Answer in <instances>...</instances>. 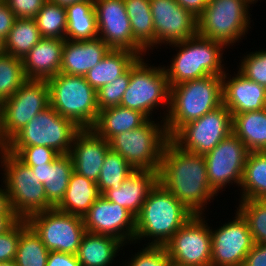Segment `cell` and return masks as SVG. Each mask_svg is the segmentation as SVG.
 Returning a JSON list of instances; mask_svg holds the SVG:
<instances>
[{
  "label": "cell",
  "instance_id": "cell-1",
  "mask_svg": "<svg viewBox=\"0 0 266 266\" xmlns=\"http://www.w3.org/2000/svg\"><path fill=\"white\" fill-rule=\"evenodd\" d=\"M158 182L195 215H202L205 203L217 194L209 185L204 155L185 151L171 139L162 152Z\"/></svg>",
  "mask_w": 266,
  "mask_h": 266
},
{
  "label": "cell",
  "instance_id": "cell-2",
  "mask_svg": "<svg viewBox=\"0 0 266 266\" xmlns=\"http://www.w3.org/2000/svg\"><path fill=\"white\" fill-rule=\"evenodd\" d=\"M222 76L209 75L170 87L169 109L163 118L171 138L183 125L223 104Z\"/></svg>",
  "mask_w": 266,
  "mask_h": 266
},
{
  "label": "cell",
  "instance_id": "cell-3",
  "mask_svg": "<svg viewBox=\"0 0 266 266\" xmlns=\"http://www.w3.org/2000/svg\"><path fill=\"white\" fill-rule=\"evenodd\" d=\"M193 216L194 213L158 182L136 216L134 240L152 237L155 239L148 245L164 246Z\"/></svg>",
  "mask_w": 266,
  "mask_h": 266
},
{
  "label": "cell",
  "instance_id": "cell-4",
  "mask_svg": "<svg viewBox=\"0 0 266 266\" xmlns=\"http://www.w3.org/2000/svg\"><path fill=\"white\" fill-rule=\"evenodd\" d=\"M46 81L50 106L79 128L92 129L99 115L97 91L86 81L85 76L59 72Z\"/></svg>",
  "mask_w": 266,
  "mask_h": 266
},
{
  "label": "cell",
  "instance_id": "cell-5",
  "mask_svg": "<svg viewBox=\"0 0 266 266\" xmlns=\"http://www.w3.org/2000/svg\"><path fill=\"white\" fill-rule=\"evenodd\" d=\"M181 47L174 56L170 67L163 68L169 86L186 81L204 78L209 75L222 76V50L225 46L221 42L196 35L179 43L171 44Z\"/></svg>",
  "mask_w": 266,
  "mask_h": 266
},
{
  "label": "cell",
  "instance_id": "cell-6",
  "mask_svg": "<svg viewBox=\"0 0 266 266\" xmlns=\"http://www.w3.org/2000/svg\"><path fill=\"white\" fill-rule=\"evenodd\" d=\"M169 139L165 124L156 125L149 118L143 125L113 136L109 146L135 170L158 172L162 152Z\"/></svg>",
  "mask_w": 266,
  "mask_h": 266
},
{
  "label": "cell",
  "instance_id": "cell-7",
  "mask_svg": "<svg viewBox=\"0 0 266 266\" xmlns=\"http://www.w3.org/2000/svg\"><path fill=\"white\" fill-rule=\"evenodd\" d=\"M0 152L1 166L6 170L5 187L14 214L19 219H27L32 214L54 208L47 201L44 186L31 167L6 149Z\"/></svg>",
  "mask_w": 266,
  "mask_h": 266
},
{
  "label": "cell",
  "instance_id": "cell-8",
  "mask_svg": "<svg viewBox=\"0 0 266 266\" xmlns=\"http://www.w3.org/2000/svg\"><path fill=\"white\" fill-rule=\"evenodd\" d=\"M81 130L51 106L35 115L6 147L45 146L69 154L75 135Z\"/></svg>",
  "mask_w": 266,
  "mask_h": 266
},
{
  "label": "cell",
  "instance_id": "cell-9",
  "mask_svg": "<svg viewBox=\"0 0 266 266\" xmlns=\"http://www.w3.org/2000/svg\"><path fill=\"white\" fill-rule=\"evenodd\" d=\"M249 4L248 0H209L197 18V35L225 46L236 42L249 27Z\"/></svg>",
  "mask_w": 266,
  "mask_h": 266
},
{
  "label": "cell",
  "instance_id": "cell-10",
  "mask_svg": "<svg viewBox=\"0 0 266 266\" xmlns=\"http://www.w3.org/2000/svg\"><path fill=\"white\" fill-rule=\"evenodd\" d=\"M143 60L139 57L131 66V79L120 106L139 111L149 119L154 107L169 105L170 86L163 67H149Z\"/></svg>",
  "mask_w": 266,
  "mask_h": 266
},
{
  "label": "cell",
  "instance_id": "cell-11",
  "mask_svg": "<svg viewBox=\"0 0 266 266\" xmlns=\"http://www.w3.org/2000/svg\"><path fill=\"white\" fill-rule=\"evenodd\" d=\"M50 106L46 80L27 79L1 103V130L7 144L38 113Z\"/></svg>",
  "mask_w": 266,
  "mask_h": 266
},
{
  "label": "cell",
  "instance_id": "cell-12",
  "mask_svg": "<svg viewBox=\"0 0 266 266\" xmlns=\"http://www.w3.org/2000/svg\"><path fill=\"white\" fill-rule=\"evenodd\" d=\"M26 221L50 252L77 254L87 232L83 217L62 212L57 208L32 214Z\"/></svg>",
  "mask_w": 266,
  "mask_h": 266
},
{
  "label": "cell",
  "instance_id": "cell-13",
  "mask_svg": "<svg viewBox=\"0 0 266 266\" xmlns=\"http://www.w3.org/2000/svg\"><path fill=\"white\" fill-rule=\"evenodd\" d=\"M232 132V114L224 104L183 125L170 139L181 149L205 155Z\"/></svg>",
  "mask_w": 266,
  "mask_h": 266
},
{
  "label": "cell",
  "instance_id": "cell-14",
  "mask_svg": "<svg viewBox=\"0 0 266 266\" xmlns=\"http://www.w3.org/2000/svg\"><path fill=\"white\" fill-rule=\"evenodd\" d=\"M164 247L174 264L211 266V229L201 215L193 216Z\"/></svg>",
  "mask_w": 266,
  "mask_h": 266
},
{
  "label": "cell",
  "instance_id": "cell-15",
  "mask_svg": "<svg viewBox=\"0 0 266 266\" xmlns=\"http://www.w3.org/2000/svg\"><path fill=\"white\" fill-rule=\"evenodd\" d=\"M249 152L245 144L231 132L204 155L209 185L216 193L233 181L240 186Z\"/></svg>",
  "mask_w": 266,
  "mask_h": 266
},
{
  "label": "cell",
  "instance_id": "cell-16",
  "mask_svg": "<svg viewBox=\"0 0 266 266\" xmlns=\"http://www.w3.org/2000/svg\"><path fill=\"white\" fill-rule=\"evenodd\" d=\"M253 245L248 224L237 211L233 221L211 229V266H242Z\"/></svg>",
  "mask_w": 266,
  "mask_h": 266
},
{
  "label": "cell",
  "instance_id": "cell-17",
  "mask_svg": "<svg viewBox=\"0 0 266 266\" xmlns=\"http://www.w3.org/2000/svg\"><path fill=\"white\" fill-rule=\"evenodd\" d=\"M94 8L98 37L104 43L111 49L130 50L139 57L145 53L144 49L133 39L124 0H94Z\"/></svg>",
  "mask_w": 266,
  "mask_h": 266
},
{
  "label": "cell",
  "instance_id": "cell-18",
  "mask_svg": "<svg viewBox=\"0 0 266 266\" xmlns=\"http://www.w3.org/2000/svg\"><path fill=\"white\" fill-rule=\"evenodd\" d=\"M157 44L182 42L197 35V17L175 0H150Z\"/></svg>",
  "mask_w": 266,
  "mask_h": 266
},
{
  "label": "cell",
  "instance_id": "cell-19",
  "mask_svg": "<svg viewBox=\"0 0 266 266\" xmlns=\"http://www.w3.org/2000/svg\"><path fill=\"white\" fill-rule=\"evenodd\" d=\"M83 222L87 232L109 235L124 244L127 239L132 243L134 241L136 217L126 208L108 201L102 195L84 215Z\"/></svg>",
  "mask_w": 266,
  "mask_h": 266
},
{
  "label": "cell",
  "instance_id": "cell-20",
  "mask_svg": "<svg viewBox=\"0 0 266 266\" xmlns=\"http://www.w3.org/2000/svg\"><path fill=\"white\" fill-rule=\"evenodd\" d=\"M109 150V141L100 137L93 129H81L75 135L69 153L74 171L97 183Z\"/></svg>",
  "mask_w": 266,
  "mask_h": 266
},
{
  "label": "cell",
  "instance_id": "cell-21",
  "mask_svg": "<svg viewBox=\"0 0 266 266\" xmlns=\"http://www.w3.org/2000/svg\"><path fill=\"white\" fill-rule=\"evenodd\" d=\"M222 75L223 104L231 114L264 109L266 87L251 81L239 71L232 79Z\"/></svg>",
  "mask_w": 266,
  "mask_h": 266
},
{
  "label": "cell",
  "instance_id": "cell-22",
  "mask_svg": "<svg viewBox=\"0 0 266 266\" xmlns=\"http://www.w3.org/2000/svg\"><path fill=\"white\" fill-rule=\"evenodd\" d=\"M111 48L100 37L91 40H66L62 51L60 72L85 76Z\"/></svg>",
  "mask_w": 266,
  "mask_h": 266
},
{
  "label": "cell",
  "instance_id": "cell-23",
  "mask_svg": "<svg viewBox=\"0 0 266 266\" xmlns=\"http://www.w3.org/2000/svg\"><path fill=\"white\" fill-rule=\"evenodd\" d=\"M158 183V172L135 170L118 189H108L102 196L108 201L126 208L135 217L139 214L145 199Z\"/></svg>",
  "mask_w": 266,
  "mask_h": 266
},
{
  "label": "cell",
  "instance_id": "cell-24",
  "mask_svg": "<svg viewBox=\"0 0 266 266\" xmlns=\"http://www.w3.org/2000/svg\"><path fill=\"white\" fill-rule=\"evenodd\" d=\"M64 39L41 38L23 58L27 79L47 80L60 72Z\"/></svg>",
  "mask_w": 266,
  "mask_h": 266
},
{
  "label": "cell",
  "instance_id": "cell-25",
  "mask_svg": "<svg viewBox=\"0 0 266 266\" xmlns=\"http://www.w3.org/2000/svg\"><path fill=\"white\" fill-rule=\"evenodd\" d=\"M30 167L38 181L43 184L47 201L56 208L65 196L74 171L70 154H60L51 163Z\"/></svg>",
  "mask_w": 266,
  "mask_h": 266
},
{
  "label": "cell",
  "instance_id": "cell-26",
  "mask_svg": "<svg viewBox=\"0 0 266 266\" xmlns=\"http://www.w3.org/2000/svg\"><path fill=\"white\" fill-rule=\"evenodd\" d=\"M139 58L126 49H110L103 59L85 75L86 81L98 91L104 85L114 82Z\"/></svg>",
  "mask_w": 266,
  "mask_h": 266
},
{
  "label": "cell",
  "instance_id": "cell-27",
  "mask_svg": "<svg viewBox=\"0 0 266 266\" xmlns=\"http://www.w3.org/2000/svg\"><path fill=\"white\" fill-rule=\"evenodd\" d=\"M148 118L141 112L115 106L99 111L93 130L109 141L113 136L143 125Z\"/></svg>",
  "mask_w": 266,
  "mask_h": 266
},
{
  "label": "cell",
  "instance_id": "cell-28",
  "mask_svg": "<svg viewBox=\"0 0 266 266\" xmlns=\"http://www.w3.org/2000/svg\"><path fill=\"white\" fill-rule=\"evenodd\" d=\"M100 196L101 193L95 182L73 171L65 196L56 208L62 212L84 217Z\"/></svg>",
  "mask_w": 266,
  "mask_h": 266
},
{
  "label": "cell",
  "instance_id": "cell-29",
  "mask_svg": "<svg viewBox=\"0 0 266 266\" xmlns=\"http://www.w3.org/2000/svg\"><path fill=\"white\" fill-rule=\"evenodd\" d=\"M122 244L115 237L86 232L76 255L82 266H108Z\"/></svg>",
  "mask_w": 266,
  "mask_h": 266
},
{
  "label": "cell",
  "instance_id": "cell-30",
  "mask_svg": "<svg viewBox=\"0 0 266 266\" xmlns=\"http://www.w3.org/2000/svg\"><path fill=\"white\" fill-rule=\"evenodd\" d=\"M232 132L251 151H266V110L232 114Z\"/></svg>",
  "mask_w": 266,
  "mask_h": 266
},
{
  "label": "cell",
  "instance_id": "cell-31",
  "mask_svg": "<svg viewBox=\"0 0 266 266\" xmlns=\"http://www.w3.org/2000/svg\"><path fill=\"white\" fill-rule=\"evenodd\" d=\"M65 8L67 13L66 40L82 41L98 37L94 0L76 2Z\"/></svg>",
  "mask_w": 266,
  "mask_h": 266
},
{
  "label": "cell",
  "instance_id": "cell-32",
  "mask_svg": "<svg viewBox=\"0 0 266 266\" xmlns=\"http://www.w3.org/2000/svg\"><path fill=\"white\" fill-rule=\"evenodd\" d=\"M130 19L133 39L145 50L155 45V28L150 10V0H124ZM152 46V47H151Z\"/></svg>",
  "mask_w": 266,
  "mask_h": 266
},
{
  "label": "cell",
  "instance_id": "cell-33",
  "mask_svg": "<svg viewBox=\"0 0 266 266\" xmlns=\"http://www.w3.org/2000/svg\"><path fill=\"white\" fill-rule=\"evenodd\" d=\"M41 38L34 18H16L4 39L5 53L23 59Z\"/></svg>",
  "mask_w": 266,
  "mask_h": 266
},
{
  "label": "cell",
  "instance_id": "cell-34",
  "mask_svg": "<svg viewBox=\"0 0 266 266\" xmlns=\"http://www.w3.org/2000/svg\"><path fill=\"white\" fill-rule=\"evenodd\" d=\"M241 200L266 199V151H251L245 162Z\"/></svg>",
  "mask_w": 266,
  "mask_h": 266
},
{
  "label": "cell",
  "instance_id": "cell-35",
  "mask_svg": "<svg viewBox=\"0 0 266 266\" xmlns=\"http://www.w3.org/2000/svg\"><path fill=\"white\" fill-rule=\"evenodd\" d=\"M49 250L42 243L39 235L21 219V233L18 241L16 257L17 266H46Z\"/></svg>",
  "mask_w": 266,
  "mask_h": 266
},
{
  "label": "cell",
  "instance_id": "cell-36",
  "mask_svg": "<svg viewBox=\"0 0 266 266\" xmlns=\"http://www.w3.org/2000/svg\"><path fill=\"white\" fill-rule=\"evenodd\" d=\"M34 19L42 38L66 39L67 13L64 6L47 0Z\"/></svg>",
  "mask_w": 266,
  "mask_h": 266
},
{
  "label": "cell",
  "instance_id": "cell-37",
  "mask_svg": "<svg viewBox=\"0 0 266 266\" xmlns=\"http://www.w3.org/2000/svg\"><path fill=\"white\" fill-rule=\"evenodd\" d=\"M135 169L120 154L109 150L101 168L97 186L101 195L108 189H118Z\"/></svg>",
  "mask_w": 266,
  "mask_h": 266
},
{
  "label": "cell",
  "instance_id": "cell-38",
  "mask_svg": "<svg viewBox=\"0 0 266 266\" xmlns=\"http://www.w3.org/2000/svg\"><path fill=\"white\" fill-rule=\"evenodd\" d=\"M26 80L22 59L8 53L0 55V103L15 94Z\"/></svg>",
  "mask_w": 266,
  "mask_h": 266
},
{
  "label": "cell",
  "instance_id": "cell-39",
  "mask_svg": "<svg viewBox=\"0 0 266 266\" xmlns=\"http://www.w3.org/2000/svg\"><path fill=\"white\" fill-rule=\"evenodd\" d=\"M238 212L246 220L254 243L266 244V199L241 200Z\"/></svg>",
  "mask_w": 266,
  "mask_h": 266
},
{
  "label": "cell",
  "instance_id": "cell-40",
  "mask_svg": "<svg viewBox=\"0 0 266 266\" xmlns=\"http://www.w3.org/2000/svg\"><path fill=\"white\" fill-rule=\"evenodd\" d=\"M131 67L114 82L104 85L97 91V106L102 109L120 106L122 96L129 86Z\"/></svg>",
  "mask_w": 266,
  "mask_h": 266
},
{
  "label": "cell",
  "instance_id": "cell-41",
  "mask_svg": "<svg viewBox=\"0 0 266 266\" xmlns=\"http://www.w3.org/2000/svg\"><path fill=\"white\" fill-rule=\"evenodd\" d=\"M27 166H38L54 161L60 154L54 149L45 146L6 147Z\"/></svg>",
  "mask_w": 266,
  "mask_h": 266
},
{
  "label": "cell",
  "instance_id": "cell-42",
  "mask_svg": "<svg viewBox=\"0 0 266 266\" xmlns=\"http://www.w3.org/2000/svg\"><path fill=\"white\" fill-rule=\"evenodd\" d=\"M251 53L241 62L239 72L251 81L266 87V50Z\"/></svg>",
  "mask_w": 266,
  "mask_h": 266
},
{
  "label": "cell",
  "instance_id": "cell-43",
  "mask_svg": "<svg viewBox=\"0 0 266 266\" xmlns=\"http://www.w3.org/2000/svg\"><path fill=\"white\" fill-rule=\"evenodd\" d=\"M137 253L128 266H169L172 263L164 246L147 245Z\"/></svg>",
  "mask_w": 266,
  "mask_h": 266
},
{
  "label": "cell",
  "instance_id": "cell-44",
  "mask_svg": "<svg viewBox=\"0 0 266 266\" xmlns=\"http://www.w3.org/2000/svg\"><path fill=\"white\" fill-rule=\"evenodd\" d=\"M20 233L21 219H18L6 232L0 234V262L15 259Z\"/></svg>",
  "mask_w": 266,
  "mask_h": 266
},
{
  "label": "cell",
  "instance_id": "cell-45",
  "mask_svg": "<svg viewBox=\"0 0 266 266\" xmlns=\"http://www.w3.org/2000/svg\"><path fill=\"white\" fill-rule=\"evenodd\" d=\"M16 18H35L47 0H4Z\"/></svg>",
  "mask_w": 266,
  "mask_h": 266
},
{
  "label": "cell",
  "instance_id": "cell-46",
  "mask_svg": "<svg viewBox=\"0 0 266 266\" xmlns=\"http://www.w3.org/2000/svg\"><path fill=\"white\" fill-rule=\"evenodd\" d=\"M46 266H82L76 254L49 252Z\"/></svg>",
  "mask_w": 266,
  "mask_h": 266
},
{
  "label": "cell",
  "instance_id": "cell-47",
  "mask_svg": "<svg viewBox=\"0 0 266 266\" xmlns=\"http://www.w3.org/2000/svg\"><path fill=\"white\" fill-rule=\"evenodd\" d=\"M242 266H266V244L254 243Z\"/></svg>",
  "mask_w": 266,
  "mask_h": 266
},
{
  "label": "cell",
  "instance_id": "cell-48",
  "mask_svg": "<svg viewBox=\"0 0 266 266\" xmlns=\"http://www.w3.org/2000/svg\"><path fill=\"white\" fill-rule=\"evenodd\" d=\"M16 17L5 1L0 2V37L4 40L11 30Z\"/></svg>",
  "mask_w": 266,
  "mask_h": 266
},
{
  "label": "cell",
  "instance_id": "cell-49",
  "mask_svg": "<svg viewBox=\"0 0 266 266\" xmlns=\"http://www.w3.org/2000/svg\"><path fill=\"white\" fill-rule=\"evenodd\" d=\"M182 8L190 11L195 17L205 10L209 0H175Z\"/></svg>",
  "mask_w": 266,
  "mask_h": 266
},
{
  "label": "cell",
  "instance_id": "cell-50",
  "mask_svg": "<svg viewBox=\"0 0 266 266\" xmlns=\"http://www.w3.org/2000/svg\"><path fill=\"white\" fill-rule=\"evenodd\" d=\"M0 215H15L6 188H0Z\"/></svg>",
  "mask_w": 266,
  "mask_h": 266
},
{
  "label": "cell",
  "instance_id": "cell-51",
  "mask_svg": "<svg viewBox=\"0 0 266 266\" xmlns=\"http://www.w3.org/2000/svg\"><path fill=\"white\" fill-rule=\"evenodd\" d=\"M18 219L16 215H0V234L6 232Z\"/></svg>",
  "mask_w": 266,
  "mask_h": 266
},
{
  "label": "cell",
  "instance_id": "cell-52",
  "mask_svg": "<svg viewBox=\"0 0 266 266\" xmlns=\"http://www.w3.org/2000/svg\"><path fill=\"white\" fill-rule=\"evenodd\" d=\"M51 2L57 3L60 6L66 7L67 5L76 3V2H81L84 0H50Z\"/></svg>",
  "mask_w": 266,
  "mask_h": 266
},
{
  "label": "cell",
  "instance_id": "cell-53",
  "mask_svg": "<svg viewBox=\"0 0 266 266\" xmlns=\"http://www.w3.org/2000/svg\"><path fill=\"white\" fill-rule=\"evenodd\" d=\"M7 144L4 142L3 133L1 130V103H0V150L6 149Z\"/></svg>",
  "mask_w": 266,
  "mask_h": 266
},
{
  "label": "cell",
  "instance_id": "cell-54",
  "mask_svg": "<svg viewBox=\"0 0 266 266\" xmlns=\"http://www.w3.org/2000/svg\"><path fill=\"white\" fill-rule=\"evenodd\" d=\"M0 266H17L15 261L0 262Z\"/></svg>",
  "mask_w": 266,
  "mask_h": 266
},
{
  "label": "cell",
  "instance_id": "cell-55",
  "mask_svg": "<svg viewBox=\"0 0 266 266\" xmlns=\"http://www.w3.org/2000/svg\"><path fill=\"white\" fill-rule=\"evenodd\" d=\"M5 53L4 40L0 37V55Z\"/></svg>",
  "mask_w": 266,
  "mask_h": 266
},
{
  "label": "cell",
  "instance_id": "cell-56",
  "mask_svg": "<svg viewBox=\"0 0 266 266\" xmlns=\"http://www.w3.org/2000/svg\"><path fill=\"white\" fill-rule=\"evenodd\" d=\"M169 266H181V265L171 263Z\"/></svg>",
  "mask_w": 266,
  "mask_h": 266
},
{
  "label": "cell",
  "instance_id": "cell-57",
  "mask_svg": "<svg viewBox=\"0 0 266 266\" xmlns=\"http://www.w3.org/2000/svg\"><path fill=\"white\" fill-rule=\"evenodd\" d=\"M264 109L266 110V97H265V102H264Z\"/></svg>",
  "mask_w": 266,
  "mask_h": 266
},
{
  "label": "cell",
  "instance_id": "cell-58",
  "mask_svg": "<svg viewBox=\"0 0 266 266\" xmlns=\"http://www.w3.org/2000/svg\"><path fill=\"white\" fill-rule=\"evenodd\" d=\"M250 3H254L256 0H248Z\"/></svg>",
  "mask_w": 266,
  "mask_h": 266
}]
</instances>
